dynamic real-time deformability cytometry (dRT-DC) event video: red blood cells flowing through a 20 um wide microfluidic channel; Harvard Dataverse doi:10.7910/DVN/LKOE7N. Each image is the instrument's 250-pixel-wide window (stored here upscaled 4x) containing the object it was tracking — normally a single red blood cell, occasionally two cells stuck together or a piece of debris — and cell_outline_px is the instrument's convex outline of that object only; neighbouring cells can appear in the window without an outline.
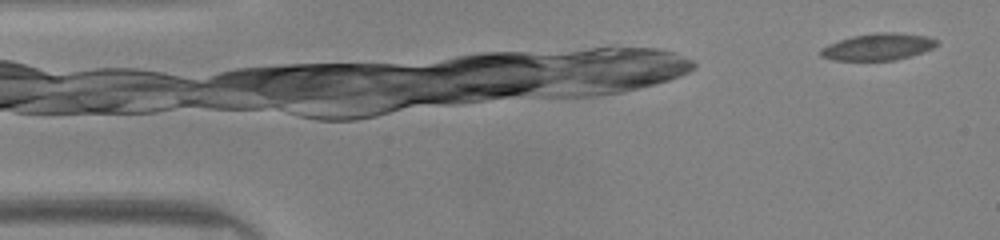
{"species": "common noctule bat (a hibernating species)", "species_latin": "Nyctalus noctula", "temperature_condition": "warm", "stored_images_in_passage": 31, "camera_frame_rate_fps": 3000, "um_per_image_px": 0.085, "animal": {"sex": "male", "body_mass_g": 20.0, "forearm_length_mm": 53.3}, "frame": {"image": 1, "passage_image": 1, "time_ms": 0.0, "image_size_px": [1000, 240], "cell_outline_px": [[940, 44], [932, 48], [896, 60], [832, 60], [820, 56], [820, 48], [828, 44], [852, 36], [880, 32], [896, 32], [924, 36], [936, 40]], "centroid_in_image_um": [74.59, 3.98], "position_along_channel_um": 10.4, "area_um2": 17.92}}
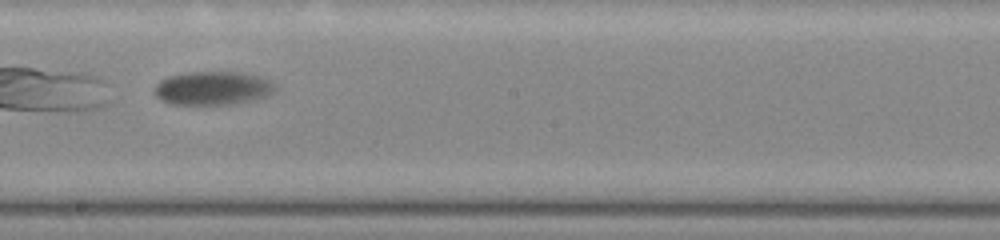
{"frame": {"image": 2, "passage_image": 19, "time_ms": 6.0, "image_size_px": [1000, 240], "cell_outline_px": [[276, 92], [252, 100], [228, 104], [172, 104], [160, 100], [156, 96], [156, 84], [160, 80], [168, 76], [192, 72], [244, 72], [268, 80], [276, 88]], "centroid_in_image_um": [18.07, 7.49], "position_along_channel_um": 230.1, "area_um2": 23.29}}
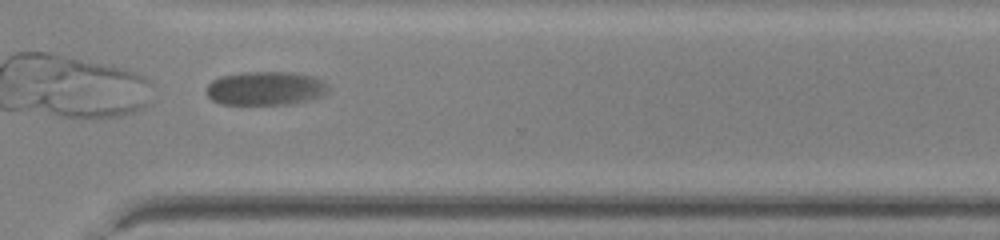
{"frame": {"image": 3, "passage_image": 28, "time_ms": 9.0, "image_size_px": [1000, 240], "cell_outline_px": [[328, 92], [320, 96], [308, 100], [288, 104], [220, 104], [212, 100], [204, 92], [208, 84], [212, 80], [220, 76], [244, 72], [288, 72], [312, 76], [328, 84]], "centroid_in_image_um": [22.52, 7.51], "position_along_channel_um": 348.1, "area_um2": 23.99}, "authors_computed_cell_mechanics": {"area_um2": 23.409, "velocity_mm_per_s": 3.8969, "shape_relaxation_time_tau1_ms": 3.428, "shape_relaxation_time_tau2_ms": null, "deformation_change_tau1": 0.2966, "deformation_change_tau2": null}}